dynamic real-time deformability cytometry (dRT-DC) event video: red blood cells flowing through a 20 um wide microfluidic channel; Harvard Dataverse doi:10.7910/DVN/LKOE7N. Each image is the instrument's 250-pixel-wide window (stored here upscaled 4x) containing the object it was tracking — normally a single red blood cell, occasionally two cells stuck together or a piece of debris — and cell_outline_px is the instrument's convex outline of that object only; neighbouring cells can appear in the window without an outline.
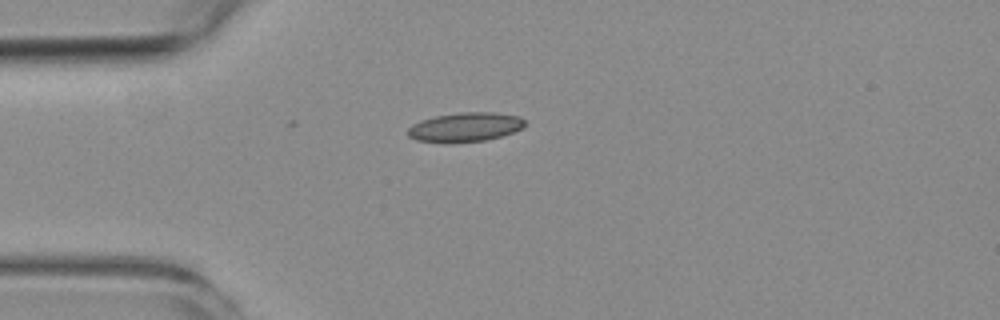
{"species": "common noctule bat (a hibernating species)", "species_latin": "Nyctalus noctula", "temperature_condition": "room temperature", "stored_images_in_passage": 4, "camera_frame_rate_fps": 3000, "um_per_image_px": 0.085, "animal": {"sex": "female", "body_mass_g": 19.3, "forearm_length_mm": 54.1}, "frame": {"image": 1, "passage_image": 1, "time_ms": 0.0, "image_size_px": [1000, 320], "cell_outline_px": [[524, 128], [500, 136], [484, 140], [452, 144], [444, 144], [416, 140], [408, 136], [408, 128], [412, 124], [420, 120], [436, 116], [460, 112], [492, 112], [520, 116], [524, 120]], "centroid_in_image_um": [39.5, 10.82], "position_along_channel_um": 45.5, "area_um2": 20.23}}
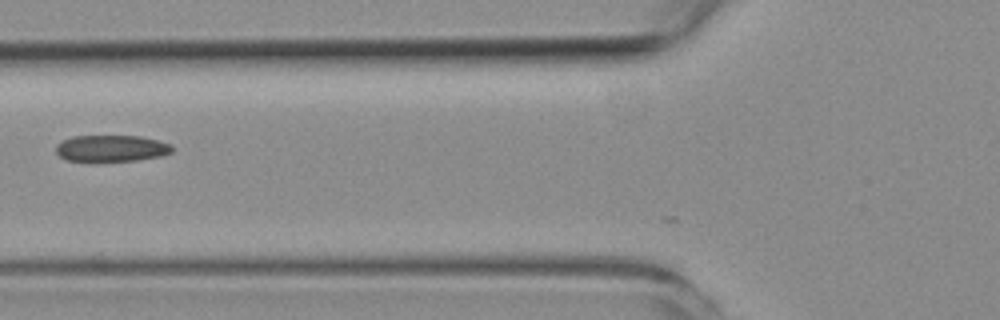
{"frame": {"image": 2, "passage_image": 3, "time_ms": 2.333, "image_size_px": [1000, 320], "cell_outline_px": [[172, 152], [160, 156], [136, 160], [64, 160], [56, 152], [56, 144], [72, 136], [140, 136], [172, 144]], "centroid_in_image_um": [9.46, 12.59], "position_along_channel_um": 116.3, "area_um2": 17.63}}
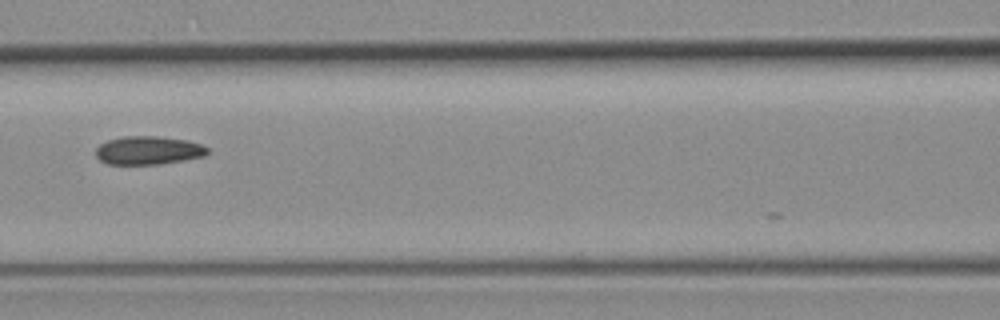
{"frame": {"image": 3, "passage_image": 4, "time_ms": 3.333, "image_size_px": [1000, 320], "cell_outline_px": [[208, 152], [204, 156], [184, 160], [160, 164], [108, 164], [100, 160], [96, 156], [96, 148], [100, 144], [108, 140], [124, 136], [156, 136], [188, 140], [200, 144], [208, 148]], "centroid_in_image_um": [12.6, 12.78], "position_along_channel_um": 154.0, "area_um2": 18.44}}